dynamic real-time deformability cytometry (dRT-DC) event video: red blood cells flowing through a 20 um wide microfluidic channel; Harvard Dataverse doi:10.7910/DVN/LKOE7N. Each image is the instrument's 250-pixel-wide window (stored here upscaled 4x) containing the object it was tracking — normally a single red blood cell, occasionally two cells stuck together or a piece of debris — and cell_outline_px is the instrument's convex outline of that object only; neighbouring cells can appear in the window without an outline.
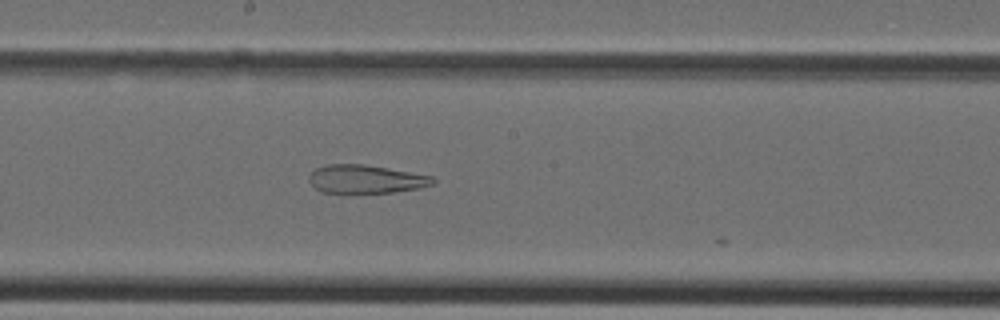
{"species": "Egyptian fruit bat (a non-hibernating species)", "species_latin": "Rousettus aegyptiacus", "temperature_condition": "cold", "stored_images_in_passage": 21, "camera_frame_rate_fps": 3000, "um_per_image_px": 0.085, "animal": {"sex": "female"}, "frame": {"image": 1, "passage_image": 20, "time_ms": 6.333, "image_size_px": [1000, 320], "cell_outline_px": [[436, 184], [420, 188], [392, 192], [320, 192], [308, 180], [308, 176], [316, 168], [328, 164], [364, 164], [388, 168], [432, 176], [436, 180]], "centroid_in_image_um": [31.12, 15.22], "position_along_channel_um": 217.1, "area_um2": 20.35}}